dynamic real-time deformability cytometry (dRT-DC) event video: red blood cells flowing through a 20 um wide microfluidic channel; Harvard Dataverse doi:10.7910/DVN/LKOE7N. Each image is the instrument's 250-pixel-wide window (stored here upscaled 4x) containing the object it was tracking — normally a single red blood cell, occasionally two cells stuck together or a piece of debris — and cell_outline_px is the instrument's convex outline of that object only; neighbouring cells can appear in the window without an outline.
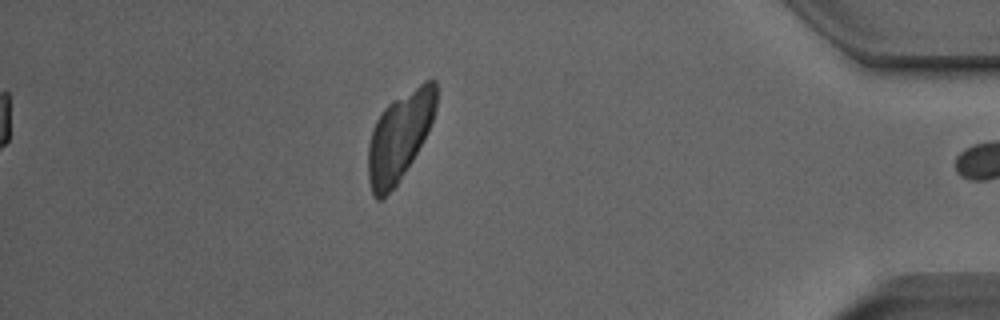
{"species": "Egyptian fruit bat (a non-hibernating species)", "species_latin": "Rousettus aegyptiacus", "temperature_condition": "room temperature", "stored_images_in_passage": 37, "camera_frame_rate_fps": 3000, "um_per_image_px": 0.085, "animal": {"sex": "male"}, "frame": {"image": 1, "passage_image": 37, "time_ms": 12.0, "image_size_px": [1000, 320], "cell_outline_px": [[436, 108], [428, 132], [412, 160], [396, 184], [380, 200], [376, 200], [372, 196], [368, 180], [368, 144], [372, 128], [376, 120], [384, 108], [392, 100], [424, 80], [436, 80]], "centroid_in_image_um": [33.94, 11.56], "position_along_channel_um": 401.3, "area_um2": 34.97}}